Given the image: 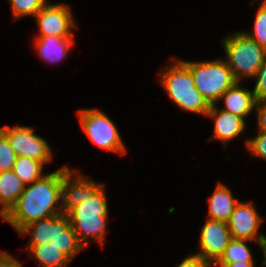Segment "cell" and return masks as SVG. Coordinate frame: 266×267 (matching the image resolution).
<instances>
[{"mask_svg":"<svg viewBox=\"0 0 266 267\" xmlns=\"http://www.w3.org/2000/svg\"><path fill=\"white\" fill-rule=\"evenodd\" d=\"M30 234L27 256L42 267H66L84 249L66 213L31 222L18 234Z\"/></svg>","mask_w":266,"mask_h":267,"instance_id":"1","label":"cell"},{"mask_svg":"<svg viewBox=\"0 0 266 267\" xmlns=\"http://www.w3.org/2000/svg\"><path fill=\"white\" fill-rule=\"evenodd\" d=\"M69 169L70 166L64 164L25 186L15 205L2 218L3 221L19 232L31 222L62 214V176Z\"/></svg>","mask_w":266,"mask_h":267,"instance_id":"2","label":"cell"},{"mask_svg":"<svg viewBox=\"0 0 266 267\" xmlns=\"http://www.w3.org/2000/svg\"><path fill=\"white\" fill-rule=\"evenodd\" d=\"M103 184L90 198L72 207L66 214L79 243L88 247L92 240L104 245L108 223V198Z\"/></svg>","mask_w":266,"mask_h":267,"instance_id":"3","label":"cell"},{"mask_svg":"<svg viewBox=\"0 0 266 267\" xmlns=\"http://www.w3.org/2000/svg\"><path fill=\"white\" fill-rule=\"evenodd\" d=\"M169 62V63H168ZM159 72L158 80L166 96L178 108L193 114H207L210 104L195 88L190 70L178 59L171 58Z\"/></svg>","mask_w":266,"mask_h":267,"instance_id":"4","label":"cell"},{"mask_svg":"<svg viewBox=\"0 0 266 267\" xmlns=\"http://www.w3.org/2000/svg\"><path fill=\"white\" fill-rule=\"evenodd\" d=\"M222 46L224 59L240 82L245 78L253 79L266 57V50L241 30L225 36Z\"/></svg>","mask_w":266,"mask_h":267,"instance_id":"5","label":"cell"},{"mask_svg":"<svg viewBox=\"0 0 266 267\" xmlns=\"http://www.w3.org/2000/svg\"><path fill=\"white\" fill-rule=\"evenodd\" d=\"M178 59L190 70L195 88L210 105L218 104L220 97L237 82L225 59L218 58L211 61Z\"/></svg>","mask_w":266,"mask_h":267,"instance_id":"6","label":"cell"},{"mask_svg":"<svg viewBox=\"0 0 266 267\" xmlns=\"http://www.w3.org/2000/svg\"><path fill=\"white\" fill-rule=\"evenodd\" d=\"M77 112L80 127L92 144L113 153H126V146L117 126L105 112L98 108L80 109Z\"/></svg>","mask_w":266,"mask_h":267,"instance_id":"7","label":"cell"},{"mask_svg":"<svg viewBox=\"0 0 266 267\" xmlns=\"http://www.w3.org/2000/svg\"><path fill=\"white\" fill-rule=\"evenodd\" d=\"M31 126L5 125L0 130L6 135L8 142L17 157H27L35 161H40L44 165L52 162L53 151L45 138L34 133Z\"/></svg>","mask_w":266,"mask_h":267,"instance_id":"8","label":"cell"},{"mask_svg":"<svg viewBox=\"0 0 266 267\" xmlns=\"http://www.w3.org/2000/svg\"><path fill=\"white\" fill-rule=\"evenodd\" d=\"M70 5L60 3H47L33 18L36 20L38 35L74 37L73 29H77Z\"/></svg>","mask_w":266,"mask_h":267,"instance_id":"9","label":"cell"},{"mask_svg":"<svg viewBox=\"0 0 266 267\" xmlns=\"http://www.w3.org/2000/svg\"><path fill=\"white\" fill-rule=\"evenodd\" d=\"M253 204L252 200L239 201L227 225L233 239L253 241L256 245L264 236L259 231L263 218Z\"/></svg>","mask_w":266,"mask_h":267,"instance_id":"10","label":"cell"},{"mask_svg":"<svg viewBox=\"0 0 266 267\" xmlns=\"http://www.w3.org/2000/svg\"><path fill=\"white\" fill-rule=\"evenodd\" d=\"M231 239L227 222L207 218L201 228L196 255L213 266L223 255Z\"/></svg>","mask_w":266,"mask_h":267,"instance_id":"11","label":"cell"},{"mask_svg":"<svg viewBox=\"0 0 266 267\" xmlns=\"http://www.w3.org/2000/svg\"><path fill=\"white\" fill-rule=\"evenodd\" d=\"M102 185L103 183L84 176L79 170L73 171L71 167L62 176V212L67 213L81 201L90 198Z\"/></svg>","mask_w":266,"mask_h":267,"instance_id":"12","label":"cell"},{"mask_svg":"<svg viewBox=\"0 0 266 267\" xmlns=\"http://www.w3.org/2000/svg\"><path fill=\"white\" fill-rule=\"evenodd\" d=\"M206 117L215 120L213 134L208 141L220 140L223 145V150L226 149L231 140L241 136L247 128L246 121L243 118L235 116L230 112L220 109L217 104L210 105Z\"/></svg>","mask_w":266,"mask_h":267,"instance_id":"13","label":"cell"},{"mask_svg":"<svg viewBox=\"0 0 266 267\" xmlns=\"http://www.w3.org/2000/svg\"><path fill=\"white\" fill-rule=\"evenodd\" d=\"M223 101V109L231 114L243 118L245 121L247 116L255 110L256 100L252 90H248L237 81L231 86L219 99Z\"/></svg>","mask_w":266,"mask_h":267,"instance_id":"14","label":"cell"},{"mask_svg":"<svg viewBox=\"0 0 266 267\" xmlns=\"http://www.w3.org/2000/svg\"><path fill=\"white\" fill-rule=\"evenodd\" d=\"M74 45V37L43 36L36 37L33 46L40 59L48 64H56L66 58Z\"/></svg>","mask_w":266,"mask_h":267,"instance_id":"15","label":"cell"},{"mask_svg":"<svg viewBox=\"0 0 266 267\" xmlns=\"http://www.w3.org/2000/svg\"><path fill=\"white\" fill-rule=\"evenodd\" d=\"M208 219L227 222L233 213L237 203L240 201L235 198L230 187L222 182L216 185L214 192L207 198Z\"/></svg>","mask_w":266,"mask_h":267,"instance_id":"16","label":"cell"},{"mask_svg":"<svg viewBox=\"0 0 266 267\" xmlns=\"http://www.w3.org/2000/svg\"><path fill=\"white\" fill-rule=\"evenodd\" d=\"M25 184L11 171L0 172V217L3 218L15 205Z\"/></svg>","mask_w":266,"mask_h":267,"instance_id":"17","label":"cell"},{"mask_svg":"<svg viewBox=\"0 0 266 267\" xmlns=\"http://www.w3.org/2000/svg\"><path fill=\"white\" fill-rule=\"evenodd\" d=\"M44 164L27 157H17L12 171L27 186L39 180L43 173Z\"/></svg>","mask_w":266,"mask_h":267,"instance_id":"18","label":"cell"},{"mask_svg":"<svg viewBox=\"0 0 266 267\" xmlns=\"http://www.w3.org/2000/svg\"><path fill=\"white\" fill-rule=\"evenodd\" d=\"M252 242L232 238L216 263L254 262L253 254L247 245Z\"/></svg>","mask_w":266,"mask_h":267,"instance_id":"19","label":"cell"},{"mask_svg":"<svg viewBox=\"0 0 266 267\" xmlns=\"http://www.w3.org/2000/svg\"><path fill=\"white\" fill-rule=\"evenodd\" d=\"M13 20L34 17L47 3V0H8Z\"/></svg>","mask_w":266,"mask_h":267,"instance_id":"20","label":"cell"},{"mask_svg":"<svg viewBox=\"0 0 266 267\" xmlns=\"http://www.w3.org/2000/svg\"><path fill=\"white\" fill-rule=\"evenodd\" d=\"M259 5L253 28L243 32L266 50V2L262 1Z\"/></svg>","mask_w":266,"mask_h":267,"instance_id":"21","label":"cell"},{"mask_svg":"<svg viewBox=\"0 0 266 267\" xmlns=\"http://www.w3.org/2000/svg\"><path fill=\"white\" fill-rule=\"evenodd\" d=\"M17 155L10 146L6 135L0 130V172L11 171Z\"/></svg>","mask_w":266,"mask_h":267,"instance_id":"22","label":"cell"},{"mask_svg":"<svg viewBox=\"0 0 266 267\" xmlns=\"http://www.w3.org/2000/svg\"><path fill=\"white\" fill-rule=\"evenodd\" d=\"M253 138L249 137L245 141L246 150L252 153V156L264 159L266 161V133L257 131Z\"/></svg>","mask_w":266,"mask_h":267,"instance_id":"23","label":"cell"},{"mask_svg":"<svg viewBox=\"0 0 266 267\" xmlns=\"http://www.w3.org/2000/svg\"><path fill=\"white\" fill-rule=\"evenodd\" d=\"M253 78L256 82L253 87L254 89H252L255 100H266V57L262 66L258 69Z\"/></svg>","mask_w":266,"mask_h":267,"instance_id":"24","label":"cell"},{"mask_svg":"<svg viewBox=\"0 0 266 267\" xmlns=\"http://www.w3.org/2000/svg\"><path fill=\"white\" fill-rule=\"evenodd\" d=\"M255 112L257 115V131L266 133V100L256 101Z\"/></svg>","mask_w":266,"mask_h":267,"instance_id":"25","label":"cell"},{"mask_svg":"<svg viewBox=\"0 0 266 267\" xmlns=\"http://www.w3.org/2000/svg\"><path fill=\"white\" fill-rule=\"evenodd\" d=\"M177 267H212V265L194 253L188 254Z\"/></svg>","mask_w":266,"mask_h":267,"instance_id":"26","label":"cell"},{"mask_svg":"<svg viewBox=\"0 0 266 267\" xmlns=\"http://www.w3.org/2000/svg\"><path fill=\"white\" fill-rule=\"evenodd\" d=\"M22 263L7 251L3 250L0 252V267H23Z\"/></svg>","mask_w":266,"mask_h":267,"instance_id":"27","label":"cell"},{"mask_svg":"<svg viewBox=\"0 0 266 267\" xmlns=\"http://www.w3.org/2000/svg\"><path fill=\"white\" fill-rule=\"evenodd\" d=\"M255 262L215 263L218 267H254Z\"/></svg>","mask_w":266,"mask_h":267,"instance_id":"28","label":"cell"},{"mask_svg":"<svg viewBox=\"0 0 266 267\" xmlns=\"http://www.w3.org/2000/svg\"><path fill=\"white\" fill-rule=\"evenodd\" d=\"M258 246H260V248H262V250H263V261H262V265L263 266H266V235H264L261 239H260V241L258 242V244H257Z\"/></svg>","mask_w":266,"mask_h":267,"instance_id":"29","label":"cell"},{"mask_svg":"<svg viewBox=\"0 0 266 267\" xmlns=\"http://www.w3.org/2000/svg\"><path fill=\"white\" fill-rule=\"evenodd\" d=\"M257 0H252L251 1V5H253ZM261 1V0H260ZM264 2H266V0H263Z\"/></svg>","mask_w":266,"mask_h":267,"instance_id":"30","label":"cell"}]
</instances>
